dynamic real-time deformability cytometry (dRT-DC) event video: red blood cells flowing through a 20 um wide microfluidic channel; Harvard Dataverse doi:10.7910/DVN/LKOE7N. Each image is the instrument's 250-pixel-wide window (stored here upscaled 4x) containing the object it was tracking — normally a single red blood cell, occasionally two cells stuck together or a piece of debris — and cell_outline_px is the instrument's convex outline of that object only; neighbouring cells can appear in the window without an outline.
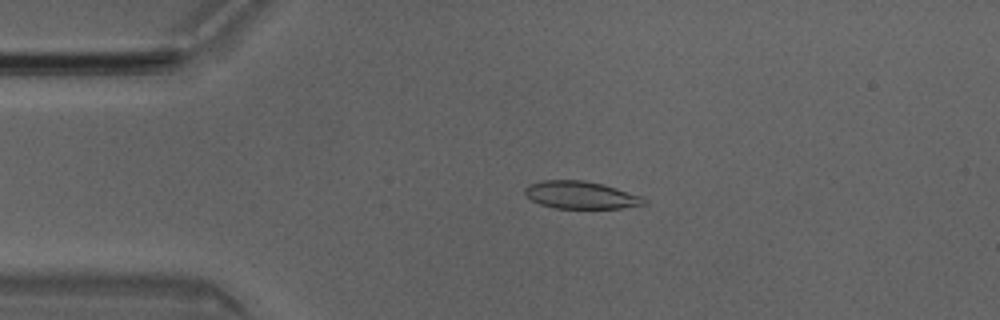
{"species": "Egyptian fruit bat (a non-hibernating species)", "species_latin": "Rousettus aegyptiacus", "temperature_condition": "room temperature", "stored_images_in_passage": 34, "camera_frame_rate_fps": 3000, "um_per_image_px": 0.085, "animal": {"sex": "male"}, "frame": {"image": 1, "passage_image": 9, "time_ms": 2.667, "image_size_px": [1000, 320], "cell_outline_px": [[648, 204], [620, 208], [556, 208], [540, 204], [524, 196], [524, 188], [528, 184], [540, 180], [584, 180], [604, 184], [644, 196], [648, 200]], "centroid_in_image_um": [49.39, 16.57], "position_along_channel_um": 35.6, "area_um2": 19.48}}
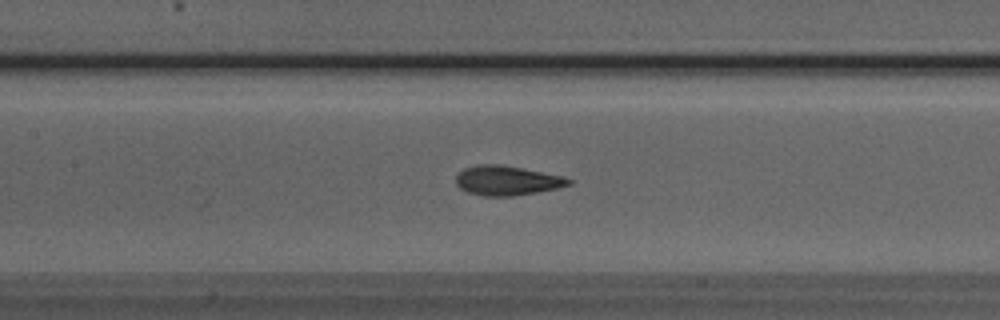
{"frame": {"image": 2, "passage_image": 21, "time_ms": 6.667, "image_size_px": [1000, 320], "cell_outline_px": [[572, 184], [556, 188], [536, 192], [512, 196], [484, 196], [468, 192], [460, 188], [456, 184], [456, 176], [464, 168], [476, 164], [500, 164], [560, 176], [572, 180]], "centroid_in_image_um": [43.04, 15.34], "position_along_channel_um": 164.4, "area_um2": 19.13}}
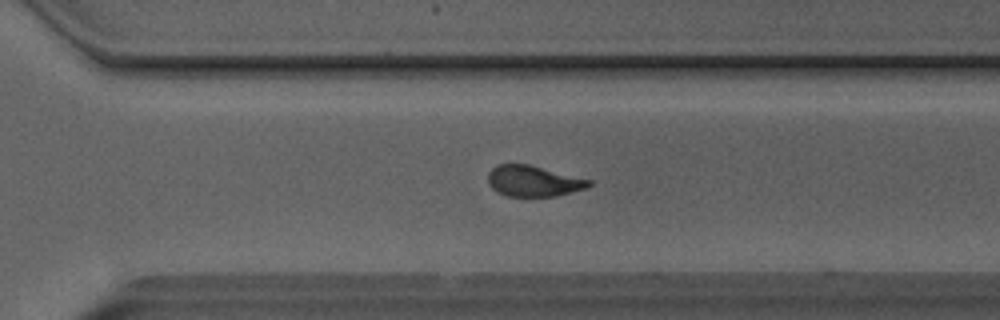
{"frame": {"image": 3, "passage_image": 33, "time_ms": 10.667, "image_size_px": [1000, 320], "cell_outline_px": [[592, 184], [588, 188], [556, 196], [508, 196], [496, 192], [488, 184], [488, 172], [496, 164], [528, 164], [592, 180]], "centroid_in_image_um": [45.33, 15.39], "position_along_channel_um": 325.3, "area_um2": 18.26}}